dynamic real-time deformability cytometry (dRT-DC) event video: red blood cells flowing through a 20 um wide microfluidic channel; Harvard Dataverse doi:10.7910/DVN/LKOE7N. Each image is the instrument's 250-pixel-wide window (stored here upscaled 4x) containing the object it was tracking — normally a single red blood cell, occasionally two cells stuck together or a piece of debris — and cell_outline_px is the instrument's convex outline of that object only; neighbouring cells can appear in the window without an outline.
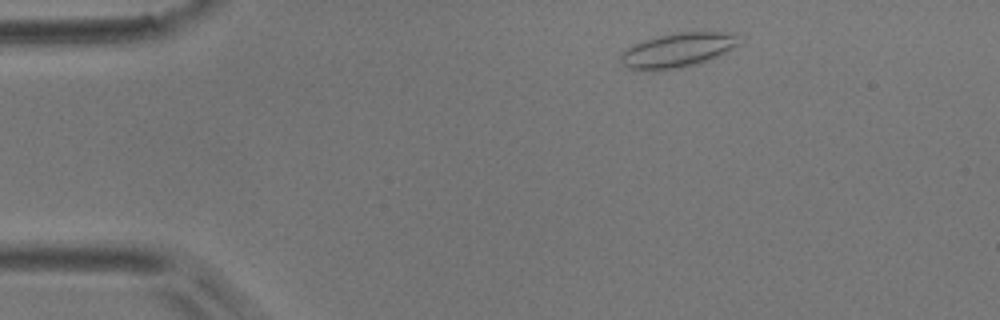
{"species": "common noctule bat (a hibernating species)", "species_latin": "Nyctalus noctula", "temperature_condition": "room temperature", "stored_images_in_passage": 3, "camera_frame_rate_fps": 3000, "um_per_image_px": 0.085, "animal": {"sex": "male", "body_mass_g": 17.9}, "frame": {"image": 1, "passage_image": 1, "time_ms": 0.0, "image_size_px": [1000, 320], "cell_outline_px": [[740, 44], [708, 60], [696, 64], [680, 68], [648, 72], [628, 68], [620, 60], [620, 52], [644, 40], [656, 36], [672, 32], [736, 32]], "centroid_in_image_um": [57.57, 4.27], "position_along_channel_um": 27.4, "area_um2": 23.93}}